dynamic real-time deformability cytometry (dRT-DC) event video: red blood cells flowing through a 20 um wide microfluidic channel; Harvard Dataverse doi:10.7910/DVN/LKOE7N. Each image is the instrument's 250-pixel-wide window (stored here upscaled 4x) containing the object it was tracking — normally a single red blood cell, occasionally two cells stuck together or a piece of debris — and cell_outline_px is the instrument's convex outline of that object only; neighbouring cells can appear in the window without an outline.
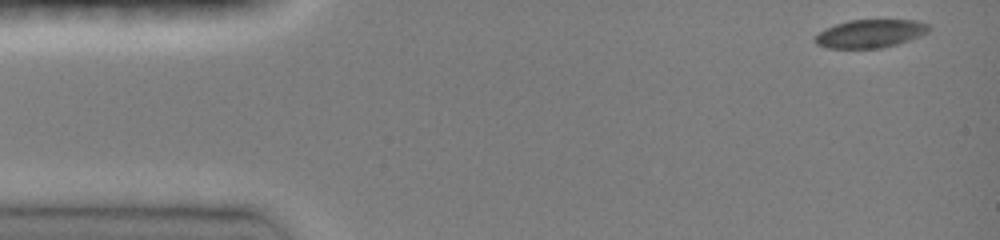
{"species": "common noctule bat (a hibernating species)", "species_latin": "Nyctalus noctula", "temperature_condition": "room temperature", "stored_images_in_passage": 42, "camera_frame_rate_fps": 3000, "um_per_image_px": 0.085, "animal": {"sex": "female", "body_mass_g": 19.0, "forearm_length_mm": 51.5}, "frame": {"image": 1, "passage_image": 1, "time_ms": 0.0, "image_size_px": [1000, 240], "cell_outline_px": [[932, 28], [928, 32], [920, 36], [896, 44], [880, 48], [828, 48], [816, 44], [812, 40], [820, 32], [836, 24], [848, 20], [916, 20], [928, 24]], "centroid_in_image_um": [73.98, 2.85], "position_along_channel_um": 11.0, "area_um2": 18.61}}
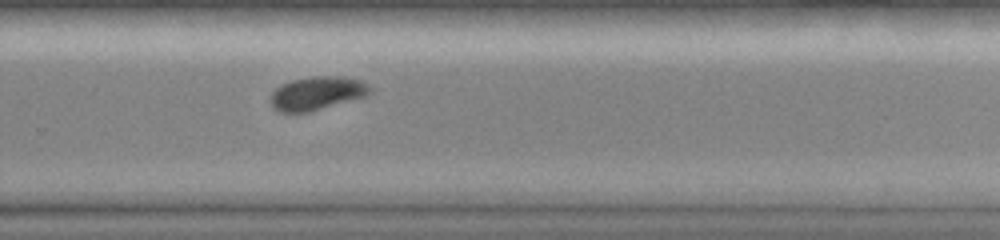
{"frame": {"image": 2, "passage_image": 30, "time_ms": 9.667, "image_size_px": [1000, 240], "cell_outline_px": [[372, 92], [368, 96], [308, 112], [280, 112], [272, 108], [268, 100], [272, 92], [276, 88], [292, 80], [308, 76], [344, 76], [360, 80], [368, 84], [372, 88]], "centroid_in_image_um": [26.96, 7.92], "position_along_channel_um": 302.8, "area_um2": 19.71}}
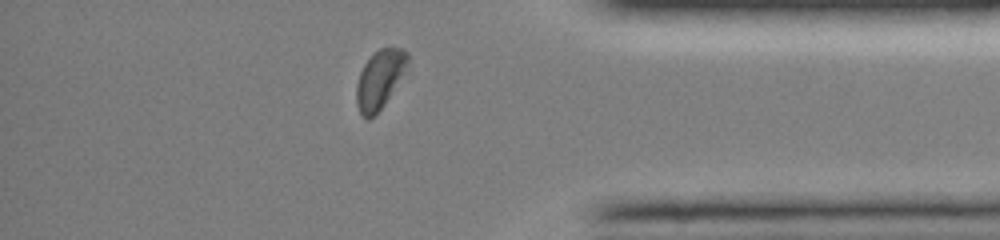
{"frame": {"image": 3, "passage_image": 38, "time_ms": 12.333, "image_size_px": [1000, 240], "cell_outline_px": [[408, 64], [384, 104], [368, 120], [360, 112], [356, 104], [356, 84], [360, 72], [364, 64], [380, 48], [400, 48], [408, 52]], "centroid_in_image_um": [32.25, 6.73], "position_along_channel_um": 403.0, "area_um2": 16.82}, "authors_computed_cell_mechanics": {"area_um2": 19.9699, "velocity_mm_per_s": 4.091, "shape_relaxation_time_tau1_ms": 3.316, "shape_relaxation_time_tau2_ms": null, "deformation_change_tau1": 0.1195, "deformation_change_tau2": null}}